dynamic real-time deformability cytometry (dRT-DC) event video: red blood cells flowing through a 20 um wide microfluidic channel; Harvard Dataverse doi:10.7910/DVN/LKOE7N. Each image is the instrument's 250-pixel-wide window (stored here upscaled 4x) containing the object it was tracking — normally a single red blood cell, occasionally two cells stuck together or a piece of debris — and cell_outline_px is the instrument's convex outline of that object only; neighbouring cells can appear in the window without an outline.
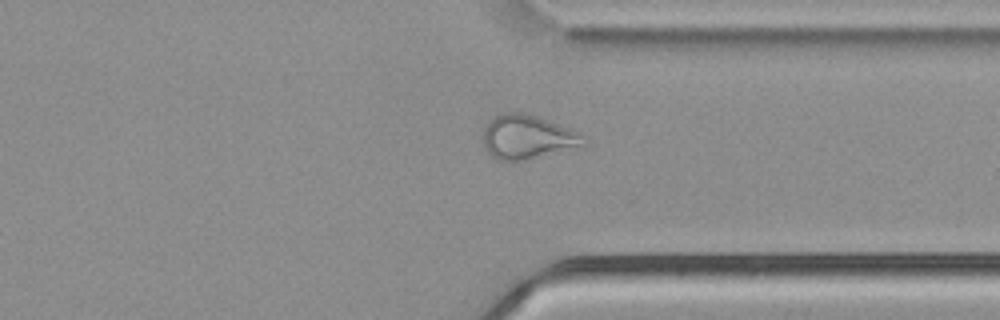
{"species": "common noctule bat (a hibernating species)", "species_latin": "Nyctalus noctula", "temperature_condition": "cold", "stored_images_in_passage": 45, "camera_frame_rate_fps": 3000, "um_per_image_px": 0.085, "animal": {"sex": "male", "body_mass_g": 21.5, "forearm_length_mm": 52.0}, "frame": {"image": 1, "passage_image": 32, "time_ms": 10.333, "image_size_px": [1000, 320], "cell_outline_px": [[588, 144], [520, 160], [496, 160], [484, 148], [484, 128], [488, 120], [504, 112], [524, 112], [572, 128], [588, 136]], "centroid_in_image_um": [44.86, 11.61], "position_along_channel_um": 366.5, "area_um2": 25.72}}
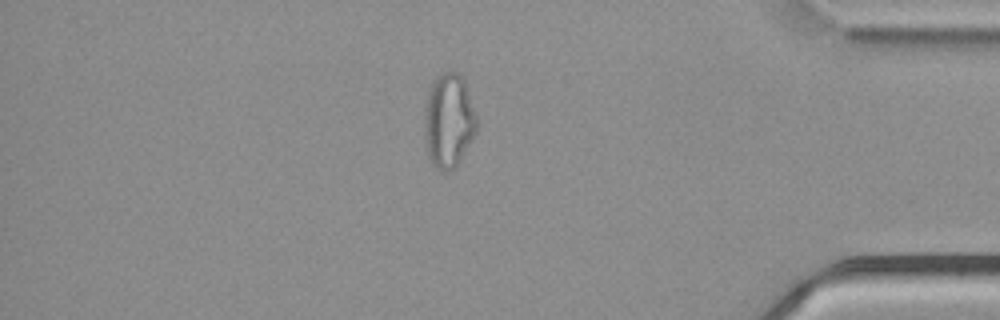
{"frame": {"image": 2, "passage_image": 37, "time_ms": 12.0, "image_size_px": [1000, 320], "cell_outline_px": [[476, 132], [456, 168], [444, 172], [432, 164], [428, 156], [424, 136], [424, 108], [428, 92], [432, 80], [440, 72], [452, 68], [464, 80], [476, 116]], "centroid_in_image_um": [38.11, 10.23], "position_along_channel_um": 397.1, "area_um2": 29.07}, "authors_computed_cell_mechanics": {"area_um2": 27.2238, "velocity_mm_per_s": 3.7991, "shape_relaxation_time_tau1_ms": null, "shape_relaxation_time_tau2_ms": 2.1116, "deformation_change_tau1": null, "deformation_change_tau2": 0.0921}}